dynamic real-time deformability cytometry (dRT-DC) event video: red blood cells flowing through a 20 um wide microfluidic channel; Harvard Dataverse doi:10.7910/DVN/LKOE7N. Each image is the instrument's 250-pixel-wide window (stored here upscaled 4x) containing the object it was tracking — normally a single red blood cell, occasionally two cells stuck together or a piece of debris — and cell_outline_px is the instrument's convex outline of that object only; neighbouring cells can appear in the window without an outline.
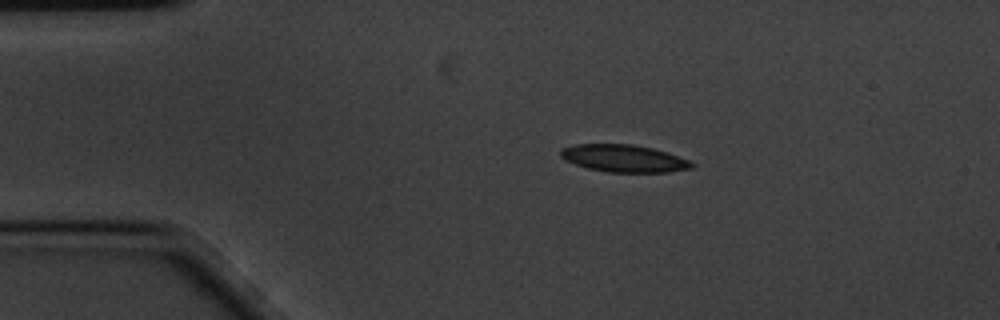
{"species": "common noctule bat (a hibernating species)", "species_latin": "Nyctalus noctula", "temperature_condition": "cold", "stored_images_in_passage": 4, "camera_frame_rate_fps": 3000, "um_per_image_px": 0.085, "animal": {"sex": "male", "body_mass_g": 20.1, "forearm_length_mm": 53.5}, "frame": {"image": 1, "passage_image": 3, "time_ms": 0.667, "image_size_px": [1000, 320], "cell_outline_px": [[696, 164], [692, 168], [668, 172], [608, 172], [588, 168], [564, 160], [560, 156], [560, 148], [572, 144], [632, 144], [652, 148], [668, 152], [688, 160]], "centroid_in_image_um": [53.01, 13.45], "position_along_channel_um": 32.0, "area_um2": 20.98}}